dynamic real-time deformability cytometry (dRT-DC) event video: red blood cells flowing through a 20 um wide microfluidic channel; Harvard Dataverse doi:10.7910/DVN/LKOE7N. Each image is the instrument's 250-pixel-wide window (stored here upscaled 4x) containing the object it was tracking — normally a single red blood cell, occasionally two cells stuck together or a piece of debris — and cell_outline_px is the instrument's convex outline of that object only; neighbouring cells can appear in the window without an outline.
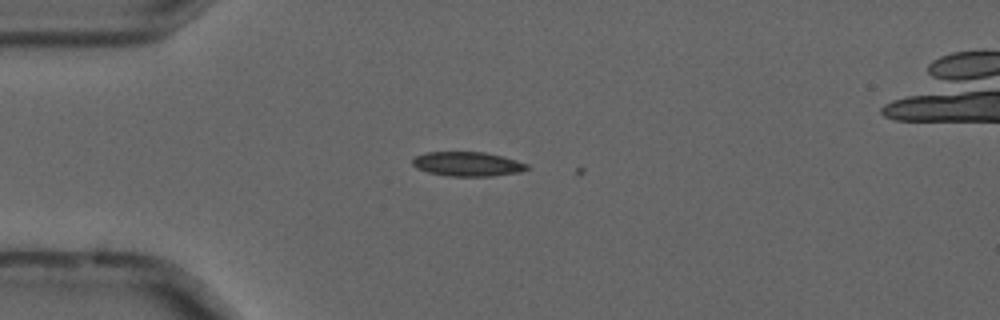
{"species": "common noctule bat (a hibernating species)", "species_latin": "Nyctalus noctula", "temperature_condition": "cold", "stored_images_in_passage": 2, "camera_frame_rate_fps": 3000, "um_per_image_px": 0.085, "animal": {"sex": "male", "forearm_length_mm": 52.5}, "frame": {"image": 1, "passage_image": 1, "time_ms": 0.0, "image_size_px": [1000, 320], "cell_outline_px": [[528, 168], [520, 172], [492, 176], [448, 176], [428, 172], [416, 168], [412, 164], [412, 160], [416, 156], [428, 152], [484, 152], [516, 160], [528, 164]], "centroid_in_image_um": [39.72, 13.94], "position_along_channel_um": 45.3, "area_um2": 16.13}}